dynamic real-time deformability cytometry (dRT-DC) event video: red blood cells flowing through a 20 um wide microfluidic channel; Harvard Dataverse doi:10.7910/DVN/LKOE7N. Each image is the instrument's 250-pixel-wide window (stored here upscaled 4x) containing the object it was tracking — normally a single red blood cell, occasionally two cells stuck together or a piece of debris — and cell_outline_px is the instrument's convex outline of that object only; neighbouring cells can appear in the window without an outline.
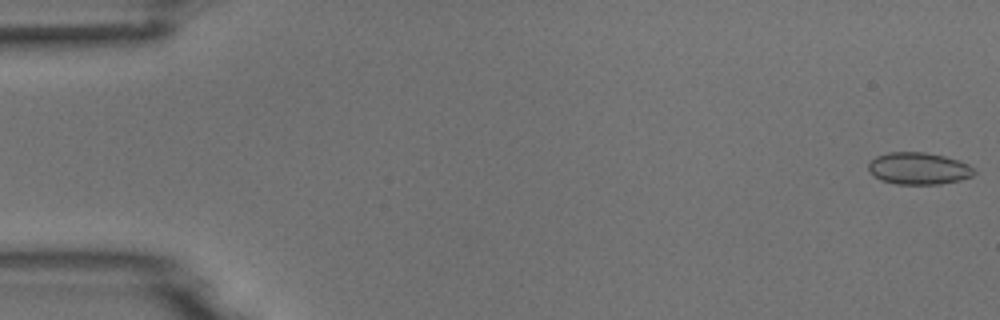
{"species": "common noctule bat (a hibernating species)", "species_latin": "Nyctalus noctula", "temperature_condition": "room temperature", "stored_images_in_passage": 5, "camera_frame_rate_fps": 3000, "um_per_image_px": 0.085, "animal": {"sex": "male", "body_mass_g": 18.8}, "frame": {"image": 1, "passage_image": 1, "time_ms": 0.0, "image_size_px": [1000, 320], "cell_outline_px": [[976, 172], [972, 176], [960, 180], [940, 184], [896, 184], [880, 180], [872, 176], [868, 168], [868, 164], [876, 156], [888, 152], [924, 152], [944, 156], [960, 160], [968, 164]], "centroid_in_image_um": [78.07, 14.32], "position_along_channel_um": 6.9, "area_um2": 19.83}}
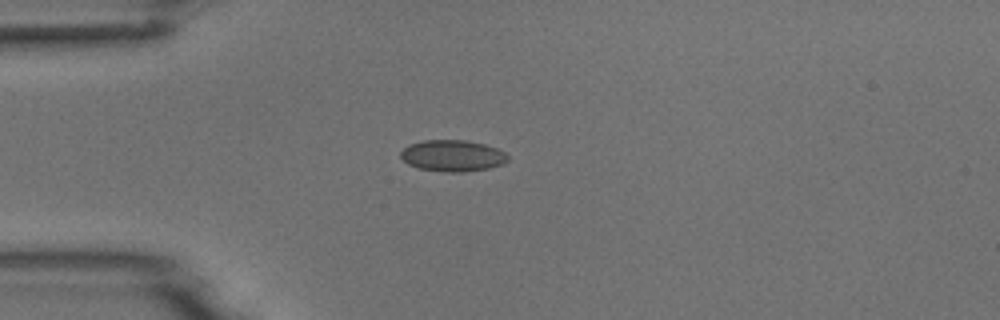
{"frame": {"image": 2, "passage_image": 5, "time_ms": 4.333, "image_size_px": [1000, 320], "cell_outline_px": [[508, 160], [504, 164], [488, 168], [464, 172], [448, 172], [420, 168], [408, 164], [400, 156], [400, 152], [408, 144], [424, 140], [464, 140], [484, 144], [496, 148], [504, 152], [508, 156]], "centroid_in_image_um": [38.47, 13.23], "position_along_channel_um": 46.5, "area_um2": 19.54}}